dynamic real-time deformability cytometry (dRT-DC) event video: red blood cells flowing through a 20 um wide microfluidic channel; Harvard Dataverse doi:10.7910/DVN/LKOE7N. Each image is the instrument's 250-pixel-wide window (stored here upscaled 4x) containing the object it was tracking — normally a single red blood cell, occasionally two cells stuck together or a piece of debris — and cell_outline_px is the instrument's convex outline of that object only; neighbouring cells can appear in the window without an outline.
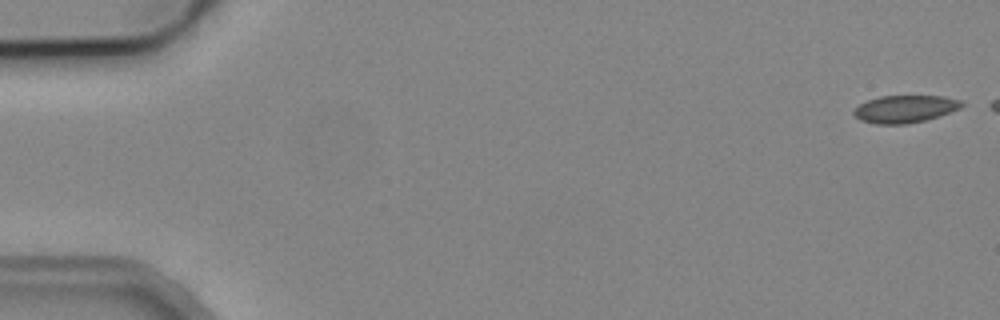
{"species": "common noctule bat (a hibernating species)", "species_latin": "Nyctalus noctula", "temperature_condition": "cold", "stored_images_in_passage": 3, "camera_frame_rate_fps": 3000, "um_per_image_px": 0.085, "animal": {"sex": "male", "body_mass_g": 19.2, "forearm_length_mm": 51.8}, "frame": {"image": 1, "passage_image": 1, "time_ms": 0.0, "image_size_px": [1000, 320], "cell_outline_px": [[964, 104], [960, 108], [924, 120], [904, 124], [876, 124], [860, 120], [852, 112], [860, 104], [868, 100], [880, 96], [944, 96], [964, 100]], "centroid_in_image_um": [76.93, 9.25], "position_along_channel_um": 8.1, "area_um2": 17.05}}